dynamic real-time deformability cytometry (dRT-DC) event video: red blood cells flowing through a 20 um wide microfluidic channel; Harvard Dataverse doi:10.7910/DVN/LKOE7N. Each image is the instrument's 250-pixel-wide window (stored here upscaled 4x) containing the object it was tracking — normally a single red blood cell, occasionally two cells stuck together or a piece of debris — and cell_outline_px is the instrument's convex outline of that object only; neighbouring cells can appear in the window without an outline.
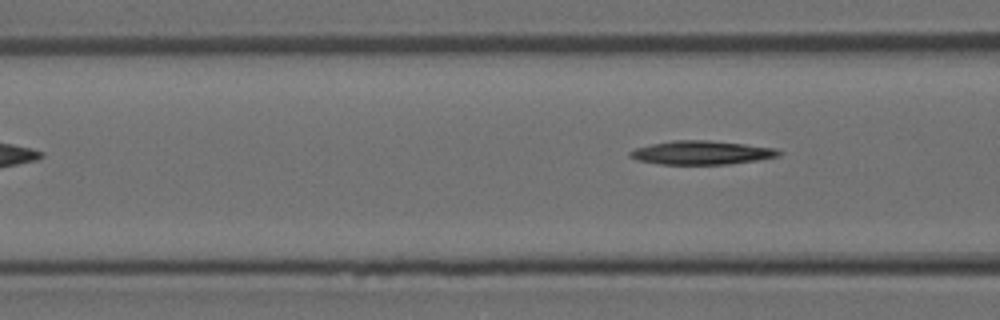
{"species": "Egyptian fruit bat (a non-hibernating species)", "species_latin": "Rousettus aegyptiacus", "temperature_condition": "room temperature", "stored_images_in_passage": 5, "camera_frame_rate_fps": 3000, "um_per_image_px": 0.085, "animal": {"sex": "female"}, "frame": {"image": 1, "passage_image": 5, "time_ms": 1.333, "image_size_px": [1000, 320], "cell_outline_px": [[784, 152], [780, 156], [756, 160], [728, 164], [660, 164], [636, 160], [628, 156], [628, 152], [636, 148], [652, 144], [672, 140], [708, 140], [744, 144], [776, 148]], "centroid_in_image_um": [59.64, 12.97], "position_along_channel_um": 107.0, "area_um2": 20.58}}